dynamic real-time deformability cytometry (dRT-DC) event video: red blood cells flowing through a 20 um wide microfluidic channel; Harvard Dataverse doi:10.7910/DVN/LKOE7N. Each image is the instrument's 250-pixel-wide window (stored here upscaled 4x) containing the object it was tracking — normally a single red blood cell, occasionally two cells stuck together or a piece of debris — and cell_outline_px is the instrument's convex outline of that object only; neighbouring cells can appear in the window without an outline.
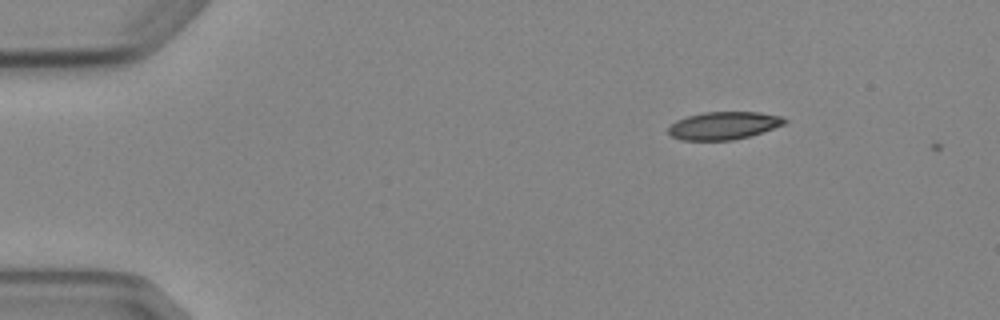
{"species": "Egyptian fruit bat (a non-hibernating species)", "species_latin": "Rousettus aegyptiacus", "temperature_condition": "cold", "stored_images_in_passage": 6, "segment_of_instrument_passage": [2, 2], "camera_frame_rate_fps": 3000, "um_per_image_px": 0.085, "animal": {"sex": "female"}, "frame": {"image": 1, "passage_image": 6, "time_ms": 6.667, "image_size_px": [1000, 320], "cell_outline_px": [[788, 120], [784, 124], [748, 136], [732, 140], [680, 140], [672, 136], [668, 132], [668, 128], [676, 120], [688, 116], [704, 112], [760, 112], [784, 116]], "centroid_in_image_um": [61.51, 10.66], "position_along_channel_um": 23.5, "area_um2": 18.67}}